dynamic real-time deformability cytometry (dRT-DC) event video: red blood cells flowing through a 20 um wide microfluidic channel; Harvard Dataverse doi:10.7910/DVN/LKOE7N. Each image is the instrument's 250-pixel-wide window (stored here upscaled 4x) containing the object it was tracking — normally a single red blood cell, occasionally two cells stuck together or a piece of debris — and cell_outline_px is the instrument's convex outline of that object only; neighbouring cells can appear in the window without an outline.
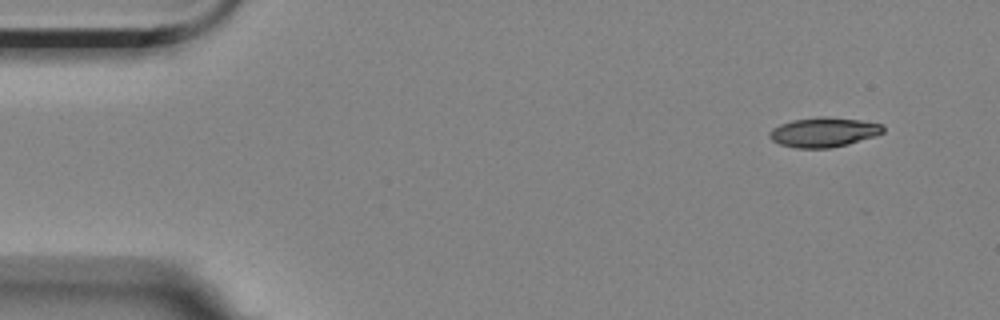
{"species": "Egyptian fruit bat (a non-hibernating species)", "species_latin": "Rousettus aegyptiacus", "temperature_condition": "room temperature", "stored_images_in_passage": 3, "segment_of_instrument_passage": [1, 2], "camera_frame_rate_fps": 3000, "um_per_image_px": 0.085, "animal": {"sex": "female"}, "frame": {"image": 1, "passage_image": 1, "time_ms": 0.0, "image_size_px": [1000, 320], "cell_outline_px": [[884, 132], [876, 136], [848, 144], [828, 148], [796, 148], [780, 144], [772, 140], [768, 136], [768, 132], [772, 128], [780, 124], [792, 120], [820, 116], [824, 116], [860, 120], [884, 124]], "centroid_in_image_um": [70.02, 11.23], "position_along_channel_um": 15.0, "area_um2": 19.77}}